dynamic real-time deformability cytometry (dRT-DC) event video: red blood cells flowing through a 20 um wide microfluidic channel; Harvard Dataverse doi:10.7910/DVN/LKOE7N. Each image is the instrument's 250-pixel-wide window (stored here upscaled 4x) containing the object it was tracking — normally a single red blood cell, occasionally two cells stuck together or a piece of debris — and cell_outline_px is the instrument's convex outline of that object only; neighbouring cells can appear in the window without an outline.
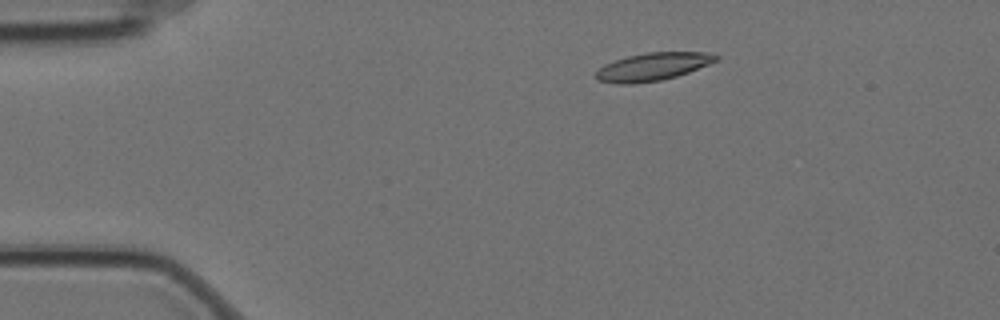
{"species": "Egyptian fruit bat (a non-hibernating species)", "species_latin": "Rousettus aegyptiacus", "temperature_condition": "cold", "stored_images_in_passage": 4, "camera_frame_rate_fps": 3000, "um_per_image_px": 0.085, "animal": {"sex": "female"}, "frame": {"image": 1, "passage_image": 3, "time_ms": 0.667, "image_size_px": [1000, 320], "cell_outline_px": [[720, 60], [688, 72], [676, 76], [660, 80], [632, 84], [616, 84], [596, 80], [596, 72], [604, 64], [628, 56], [648, 52], [716, 52], [720, 56]], "centroid_in_image_um": [55.54, 5.66], "position_along_channel_um": 29.5, "area_um2": 19.59}}